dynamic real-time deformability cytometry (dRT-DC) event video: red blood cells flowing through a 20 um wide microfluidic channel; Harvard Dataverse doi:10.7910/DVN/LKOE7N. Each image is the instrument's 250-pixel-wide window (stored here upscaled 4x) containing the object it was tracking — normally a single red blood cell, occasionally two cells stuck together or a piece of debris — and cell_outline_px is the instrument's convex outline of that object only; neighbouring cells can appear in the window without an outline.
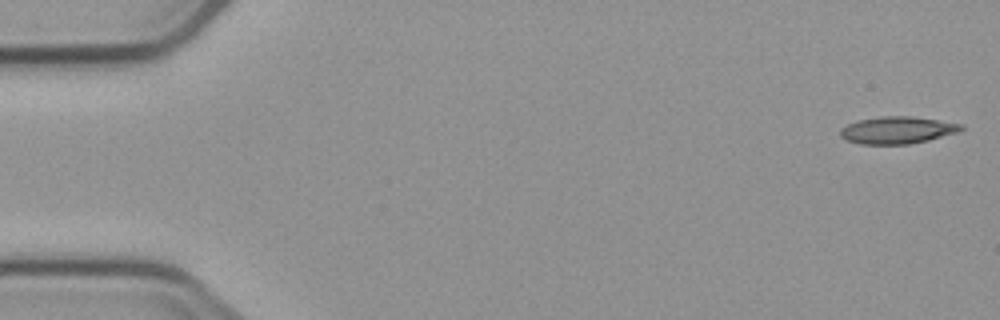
{"species": "common noctule bat (a hibernating species)", "species_latin": "Nyctalus noctula", "temperature_condition": "cold", "stored_images_in_passage": 5, "camera_frame_rate_fps": 3000, "um_per_image_px": 0.085, "animal": {"sex": "male", "body_mass_g": 23.1, "forearm_length_mm": 52.7}, "frame": {"image": 1, "passage_image": 1, "time_ms": 0.0, "image_size_px": [1000, 320], "cell_outline_px": [[964, 128], [956, 132], [928, 140], [908, 144], [860, 144], [844, 140], [840, 136], [840, 128], [848, 124], [860, 120], [880, 116], [912, 116], [964, 124]], "centroid_in_image_um": [76.24, 11.06], "position_along_channel_um": 8.8, "area_um2": 19.07}}
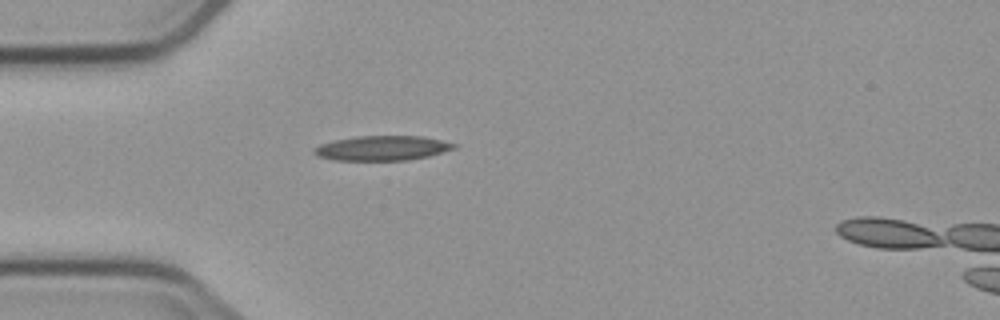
{"frame": {"image": 2, "passage_image": 5, "time_ms": 4.667, "image_size_px": [1000, 320], "cell_outline_px": [[460, 144], [456, 148], [428, 156], [408, 160], [336, 160], [316, 156], [312, 152], [312, 148], [320, 144], [336, 140], [356, 136], [420, 136]], "centroid_in_image_um": [32.48, 12.59], "position_along_channel_um": 52.5, "area_um2": 20.17}}